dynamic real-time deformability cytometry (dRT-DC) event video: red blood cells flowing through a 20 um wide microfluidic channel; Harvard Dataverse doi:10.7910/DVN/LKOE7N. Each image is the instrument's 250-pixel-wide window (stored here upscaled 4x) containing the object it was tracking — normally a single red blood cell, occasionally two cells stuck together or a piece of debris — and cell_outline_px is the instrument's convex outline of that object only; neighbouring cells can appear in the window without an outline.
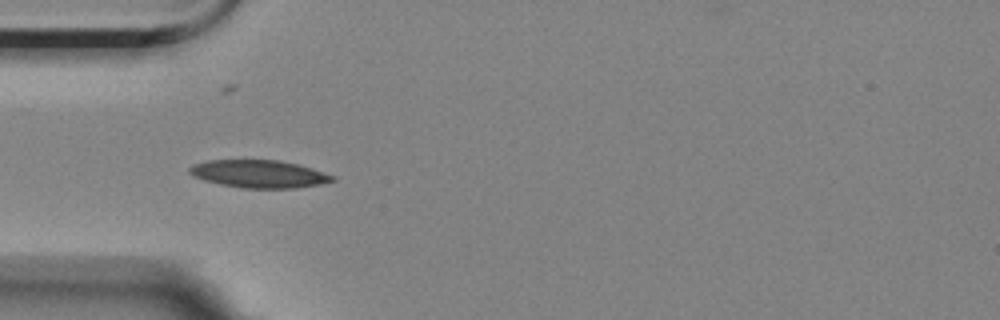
{"species": "Egyptian fruit bat (a non-hibernating species)", "species_latin": "Rousettus aegyptiacus", "temperature_condition": "room temperature", "stored_images_in_passage": 41, "camera_frame_rate_fps": 3000, "um_per_image_px": 0.085, "animal": {"sex": "female"}, "frame": {"image": 1, "passage_image": 1, "time_ms": 0.0, "image_size_px": [1000, 320], "cell_outline_px": [[336, 180], [320, 184], [296, 188], [240, 188], [220, 184], [204, 180], [192, 176], [188, 172], [188, 168], [192, 164], [208, 160], [280, 160], [312, 168], [336, 176]], "centroid_in_image_um": [22.0, 14.78], "position_along_channel_um": 63.0, "area_um2": 23.24}}
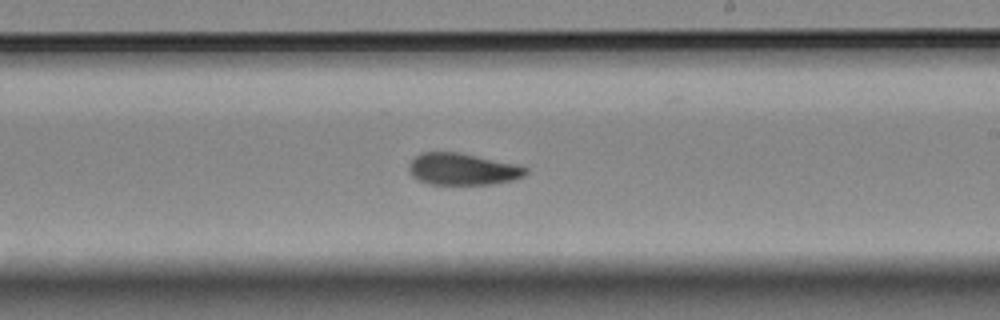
{"frame": {"image": 2, "passage_image": 17, "time_ms": 5.333, "image_size_px": [1000, 320], "cell_outline_px": [[528, 172], [524, 176], [512, 180], [492, 184], [428, 184], [416, 180], [412, 176], [408, 168], [412, 160], [420, 152], [456, 152], [520, 164], [528, 168]], "centroid_in_image_um": [39.34, 14.38], "position_along_channel_um": 249.7, "area_um2": 21.79}}
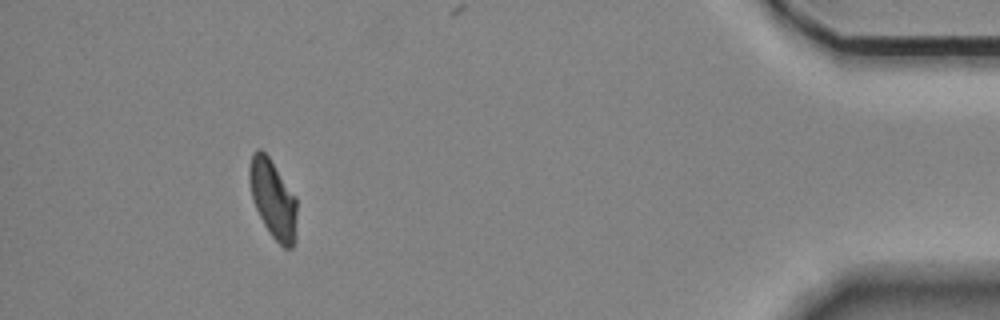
{"frame": {"image": 3, "passage_image": 36, "time_ms": 11.667, "image_size_px": [1000, 320], "cell_outline_px": [[296, 240], [292, 248], [284, 248], [272, 236], [264, 224], [252, 200], [248, 176], [248, 168], [252, 152], [256, 148], [260, 148], [268, 156], [296, 196]], "centroid_in_image_um": [23.19, 16.89], "position_along_channel_um": 412.0, "area_um2": 21.85}, "authors_computed_cell_mechanics": {"area_um2": 22.0218, "velocity_mm_per_s": 3.5037, "shape_relaxation_time_tau1_ms": 8.5361, "shape_relaxation_time_tau2_ms": 5.5285, "deformation_change_tau1": 0.1963, "deformation_change_tau2": 0.0981}}